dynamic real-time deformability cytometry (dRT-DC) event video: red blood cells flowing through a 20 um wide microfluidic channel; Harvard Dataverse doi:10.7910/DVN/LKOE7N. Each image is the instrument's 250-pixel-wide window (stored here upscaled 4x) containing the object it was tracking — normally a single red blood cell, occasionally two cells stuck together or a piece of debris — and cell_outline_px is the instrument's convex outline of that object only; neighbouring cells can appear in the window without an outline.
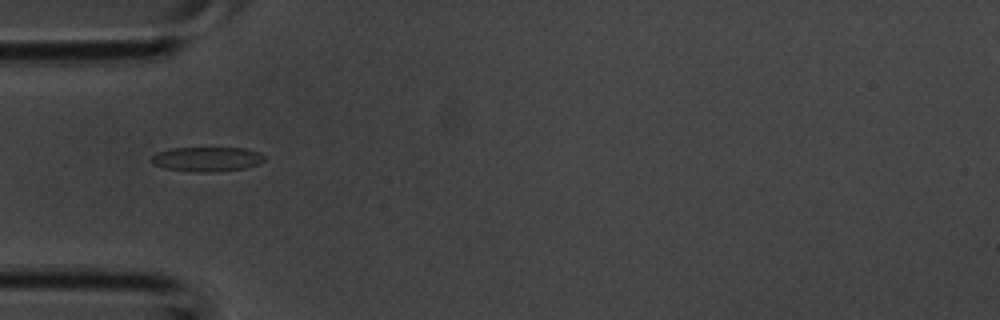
{"species": "common noctule bat (a hibernating species)", "species_latin": "Nyctalus noctula", "temperature_condition": "room temperature", "stored_images_in_passage": 3, "camera_frame_rate_fps": 3000, "um_per_image_px": 0.085, "animal": {"sex": "male", "body_mass_g": 20.1, "forearm_length_mm": 53.5}, "frame": {"image": 1, "passage_image": 3, "time_ms": 0.667, "image_size_px": [1000, 320], "cell_outline_px": [[264, 160], [256, 164], [244, 168], [208, 172], [200, 172], [164, 168], [152, 164], [152, 156], [156, 152], [172, 148], [244, 148], [260, 152], [264, 156]], "centroid_in_image_um": [17.56, 13.51], "position_along_channel_um": 67.4, "area_um2": 15.95}}